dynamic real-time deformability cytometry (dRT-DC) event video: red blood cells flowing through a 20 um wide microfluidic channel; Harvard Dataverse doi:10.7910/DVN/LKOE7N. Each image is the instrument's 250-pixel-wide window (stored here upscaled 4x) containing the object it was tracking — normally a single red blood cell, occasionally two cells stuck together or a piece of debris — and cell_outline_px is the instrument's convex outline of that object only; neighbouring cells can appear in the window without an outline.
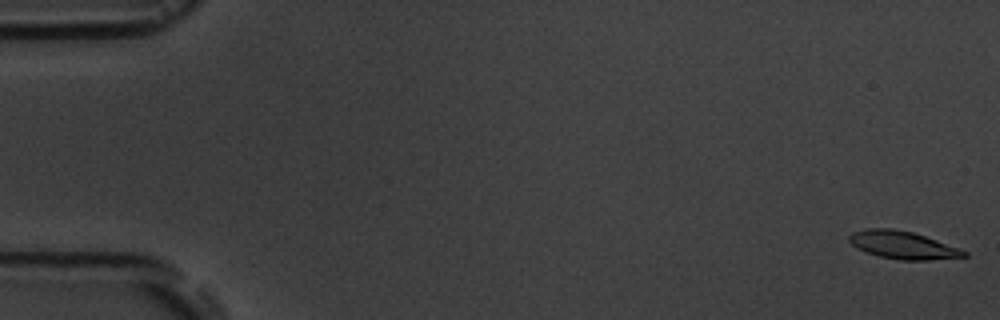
{"species": "common noctule bat (a hibernating species)", "species_latin": "Nyctalus noctula", "temperature_condition": "room temperature", "stored_images_in_passage": 6, "camera_frame_rate_fps": 3000, "um_per_image_px": 0.085, "animal": {"sex": "male", "body_mass_g": 19.5, "forearm_length_mm": 54.6}, "frame": {"image": 1, "passage_image": 1, "time_ms": 0.0, "image_size_px": [1000, 320], "cell_outline_px": [[968, 256], [928, 260], [900, 260], [880, 256], [856, 248], [848, 240], [848, 236], [852, 232], [864, 228], [892, 228], [912, 232], [936, 240], [968, 252]], "centroid_in_image_um": [76.69, 20.82], "position_along_channel_um": 8.3, "area_um2": 18.38}}
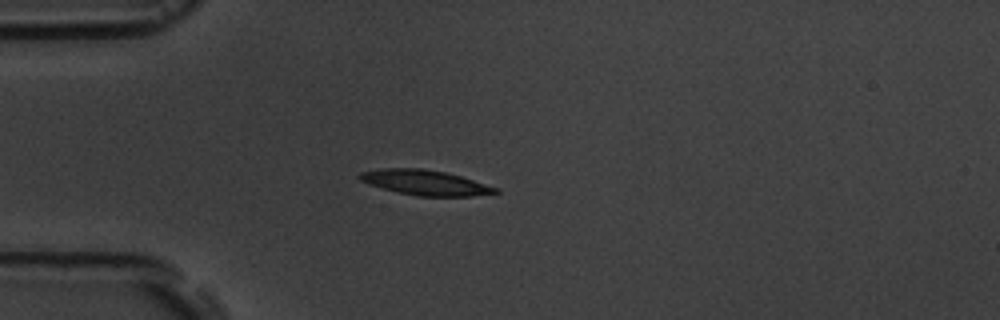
{"frame": {"image": 2, "passage_image": 5, "time_ms": 4.667, "image_size_px": [1000, 320], "cell_outline_px": [[500, 192], [472, 196], [416, 196], [368, 184], [360, 180], [356, 176], [360, 172], [384, 168], [424, 168], [444, 172], [460, 176], [500, 188]], "centroid_in_image_um": [36.15, 15.51], "position_along_channel_um": 48.9, "area_um2": 19.77}}